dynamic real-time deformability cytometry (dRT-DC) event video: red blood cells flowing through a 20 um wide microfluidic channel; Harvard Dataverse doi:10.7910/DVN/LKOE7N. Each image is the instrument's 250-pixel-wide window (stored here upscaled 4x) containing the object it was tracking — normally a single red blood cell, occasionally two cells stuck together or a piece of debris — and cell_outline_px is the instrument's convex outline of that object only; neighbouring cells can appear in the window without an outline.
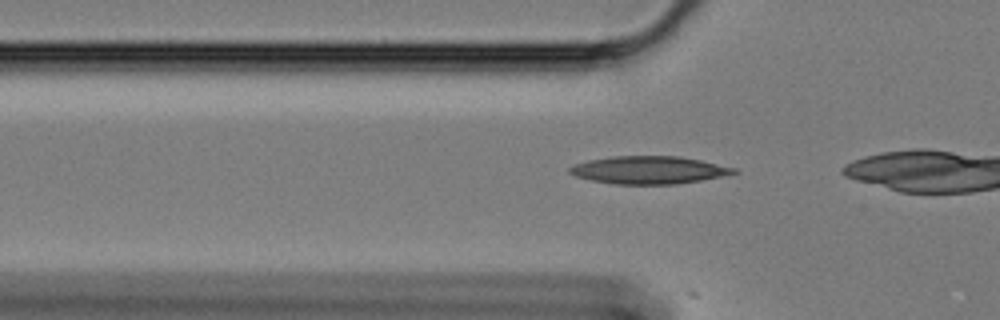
{"species": "Egyptian fruit bat (a non-hibernating species)", "species_latin": "Rousettus aegyptiacus", "temperature_condition": "cold", "stored_images_in_passage": 10, "camera_frame_rate_fps": 3000, "um_per_image_px": 0.085, "animal": {"sex": "female"}, "frame": {"image": 1, "passage_image": 6, "time_ms": 1.667, "image_size_px": [1000, 320], "cell_outline_px": [[740, 172], [700, 180], [676, 184], [612, 184], [592, 180], [576, 176], [568, 172], [568, 168], [576, 164], [588, 160], [612, 156], [680, 156], [700, 160], [736, 168]], "centroid_in_image_um": [55.14, 14.45], "position_along_channel_um": 70.7, "area_um2": 26.36}}
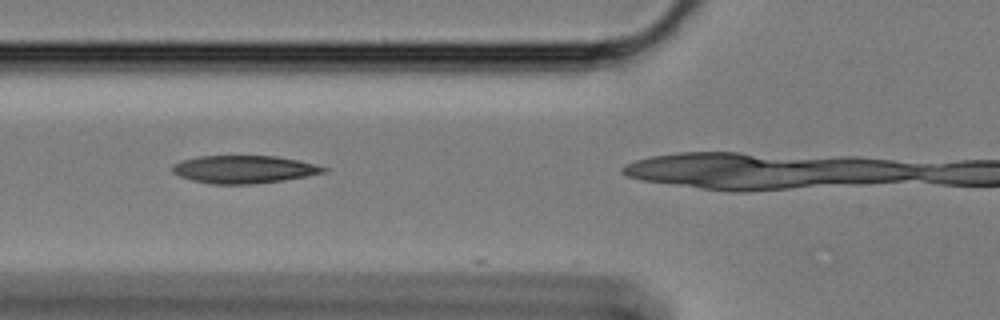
{"frame": {"image": 2, "passage_image": 9, "time_ms": 2.667, "image_size_px": [1000, 320], "cell_outline_px": [[328, 172], [284, 180], [252, 184], [212, 184], [192, 180], [180, 176], [172, 172], [172, 168], [176, 164], [184, 160], [200, 156], [276, 156], [296, 160], [328, 168]], "centroid_in_image_um": [20.75, 14.4], "position_along_channel_um": 105.0, "area_um2": 24.16}}